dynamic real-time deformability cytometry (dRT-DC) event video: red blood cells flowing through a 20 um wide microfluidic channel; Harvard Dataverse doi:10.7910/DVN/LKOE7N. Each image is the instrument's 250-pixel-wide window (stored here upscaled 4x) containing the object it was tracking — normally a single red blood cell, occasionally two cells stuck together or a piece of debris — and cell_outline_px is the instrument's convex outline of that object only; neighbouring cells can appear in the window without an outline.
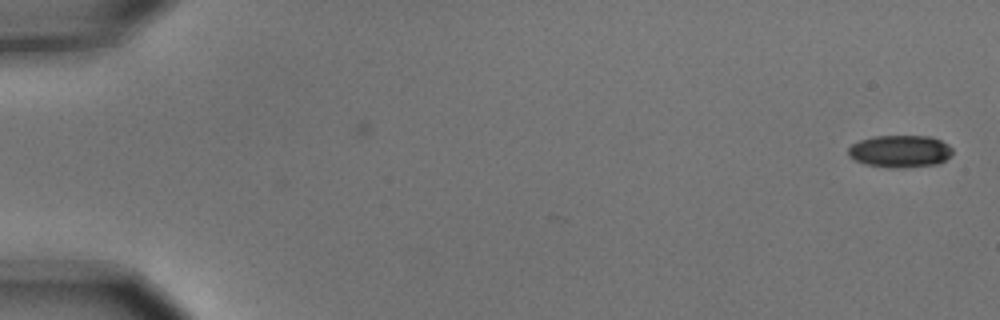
{"species": "common noctule bat (a hibernating species)", "species_latin": "Nyctalus noctula", "temperature_condition": "cold", "stored_images_in_passage": 2, "camera_frame_rate_fps": 3000, "um_per_image_px": 0.085, "animal": {"sex": "male", "body_mass_g": 15.6}, "frame": {"image": 1, "passage_image": 1, "time_ms": 0.0, "image_size_px": [1000, 320], "cell_outline_px": [[952, 152], [944, 160], [936, 164], [904, 168], [888, 168], [864, 164], [848, 156], [848, 148], [852, 144], [860, 140], [872, 136], [932, 136], [948, 144], [952, 148]], "centroid_in_image_um": [76.48, 12.86], "position_along_channel_um": 8.5, "area_um2": 19.71}}